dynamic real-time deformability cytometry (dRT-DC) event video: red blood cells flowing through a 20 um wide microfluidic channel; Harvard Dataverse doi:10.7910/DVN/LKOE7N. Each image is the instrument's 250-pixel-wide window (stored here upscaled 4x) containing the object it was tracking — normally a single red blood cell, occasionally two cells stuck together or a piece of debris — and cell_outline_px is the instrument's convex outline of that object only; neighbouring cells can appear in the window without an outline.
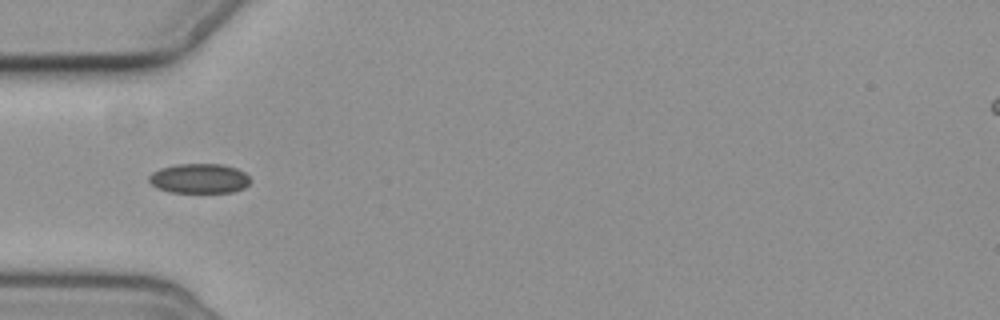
{"species": "common noctule bat (a hibernating species)", "species_latin": "Nyctalus noctula", "temperature_condition": "cold", "stored_images_in_passage": 2, "camera_frame_rate_fps": 3000, "um_per_image_px": 0.085, "animal": {"sex": "female", "body_mass_g": 19.3, "forearm_length_mm": 54.1}, "frame": {"image": 1, "passage_image": 1, "time_ms": 0.0, "image_size_px": [1000, 320], "cell_outline_px": [[248, 184], [244, 188], [232, 192], [168, 192], [156, 188], [148, 180], [148, 176], [152, 172], [160, 168], [176, 164], [220, 164], [236, 168], [244, 172], [248, 176]], "centroid_in_image_um": [16.89, 15.17], "position_along_channel_um": 68.1, "area_um2": 17.51}}
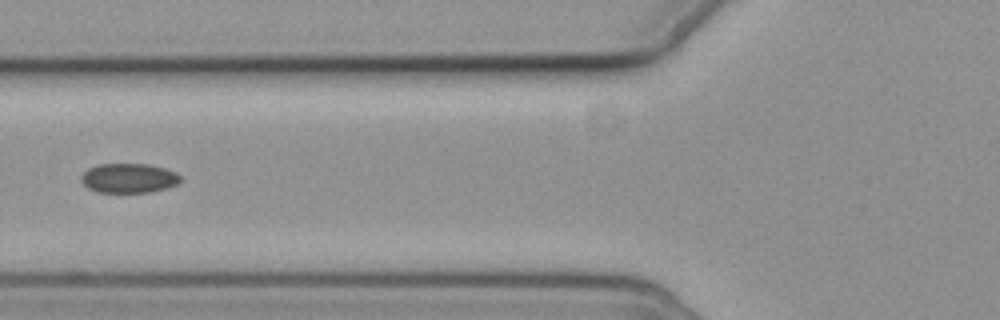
{"frame": {"image": 2, "passage_image": 2, "time_ms": 1.333, "image_size_px": [1000, 320], "cell_outline_px": [[180, 180], [176, 184], [164, 188], [148, 192], [96, 192], [88, 188], [80, 180], [80, 176], [88, 168], [100, 164], [148, 164], [164, 168], [176, 172], [180, 176]], "centroid_in_image_um": [10.9, 15.13], "position_along_channel_um": 114.9, "area_um2": 16.94}}